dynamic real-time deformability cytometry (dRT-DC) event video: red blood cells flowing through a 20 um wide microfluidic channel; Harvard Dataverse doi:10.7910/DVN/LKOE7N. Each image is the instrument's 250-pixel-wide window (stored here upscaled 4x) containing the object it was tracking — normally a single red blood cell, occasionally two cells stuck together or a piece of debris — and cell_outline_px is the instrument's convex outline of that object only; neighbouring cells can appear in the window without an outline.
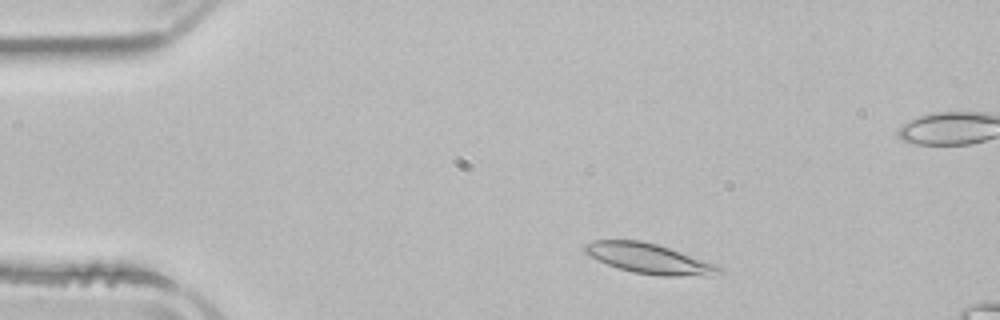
{"species": "common noctule bat (a hibernating species)", "species_latin": "Nyctalus noctula", "temperature_condition": "room temperature", "stored_images_in_passage": 3, "camera_frame_rate_fps": 3000, "um_per_image_px": 0.085, "animal": {"sex": "male", "body_mass_g": 21.5, "forearm_length_mm": 52.0}, "frame": {"image": 1, "passage_image": 1, "time_ms": 0.0, "image_size_px": [1000, 320], "cell_outline_px": [[724, 272], [708, 276], [660, 276], [632, 272], [608, 264], [588, 256], [584, 252], [584, 244], [596, 240], [640, 240], [656, 244], [720, 264], [724, 268]], "centroid_in_image_um": [55.26, 21.99], "position_along_channel_um": 29.7, "area_um2": 23.81}}